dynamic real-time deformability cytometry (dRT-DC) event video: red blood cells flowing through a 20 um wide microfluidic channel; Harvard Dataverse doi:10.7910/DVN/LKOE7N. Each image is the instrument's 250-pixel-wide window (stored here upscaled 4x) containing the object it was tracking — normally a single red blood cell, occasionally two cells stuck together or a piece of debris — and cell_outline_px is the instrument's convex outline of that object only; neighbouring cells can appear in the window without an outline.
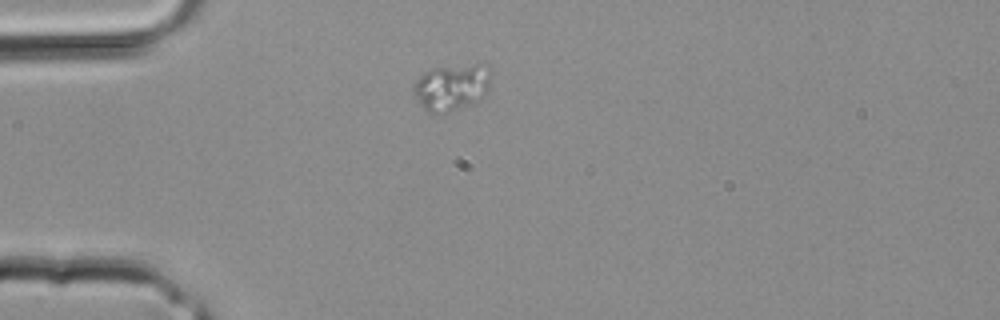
{"species": "common noctule bat (a hibernating species)", "species_latin": "Nyctalus noctula", "temperature_condition": "room temperature", "stored_images_in_passage": 1, "camera_frame_rate_fps": 3000, "um_per_image_px": 0.085, "animal": {"sex": "male", "body_mass_g": 20.4}, "frame": {"image": 1, "passage_image": 1, "time_ms": 0.0, "image_size_px": [1000, 320], "cell_outline_px": [[488, 92], [480, 100], [448, 112], [428, 112], [420, 104], [412, 92], [412, 88], [416, 80], [424, 72], [432, 68], [476, 64], [488, 64]], "centroid_in_image_um": [38.36, 7.4], "position_along_channel_um": 46.6, "area_um2": 20.75}}